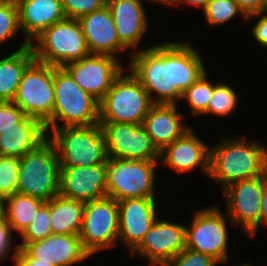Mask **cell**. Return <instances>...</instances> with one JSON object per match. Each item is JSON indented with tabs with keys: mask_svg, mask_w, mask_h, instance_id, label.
<instances>
[{
	"mask_svg": "<svg viewBox=\"0 0 267 266\" xmlns=\"http://www.w3.org/2000/svg\"><path fill=\"white\" fill-rule=\"evenodd\" d=\"M238 103V96L234 89L218 81L213 87L207 111L203 115L214 114L227 116L233 112Z\"/></svg>",
	"mask_w": 267,
	"mask_h": 266,
	"instance_id": "cell-30",
	"label": "cell"
},
{
	"mask_svg": "<svg viewBox=\"0 0 267 266\" xmlns=\"http://www.w3.org/2000/svg\"><path fill=\"white\" fill-rule=\"evenodd\" d=\"M4 215V202L0 199V218Z\"/></svg>",
	"mask_w": 267,
	"mask_h": 266,
	"instance_id": "cell-45",
	"label": "cell"
},
{
	"mask_svg": "<svg viewBox=\"0 0 267 266\" xmlns=\"http://www.w3.org/2000/svg\"><path fill=\"white\" fill-rule=\"evenodd\" d=\"M79 237L90 255L115 247L119 237L118 202L107 196L86 202Z\"/></svg>",
	"mask_w": 267,
	"mask_h": 266,
	"instance_id": "cell-10",
	"label": "cell"
},
{
	"mask_svg": "<svg viewBox=\"0 0 267 266\" xmlns=\"http://www.w3.org/2000/svg\"><path fill=\"white\" fill-rule=\"evenodd\" d=\"M4 216L14 232L22 235L28 228L38 209L45 203L42 199L14 193L3 200Z\"/></svg>",
	"mask_w": 267,
	"mask_h": 266,
	"instance_id": "cell-27",
	"label": "cell"
},
{
	"mask_svg": "<svg viewBox=\"0 0 267 266\" xmlns=\"http://www.w3.org/2000/svg\"><path fill=\"white\" fill-rule=\"evenodd\" d=\"M152 1V2H157V3H165L166 5H173L175 0H149V2Z\"/></svg>",
	"mask_w": 267,
	"mask_h": 266,
	"instance_id": "cell-44",
	"label": "cell"
},
{
	"mask_svg": "<svg viewBox=\"0 0 267 266\" xmlns=\"http://www.w3.org/2000/svg\"><path fill=\"white\" fill-rule=\"evenodd\" d=\"M239 266H251V265L248 263V264H242V265H239Z\"/></svg>",
	"mask_w": 267,
	"mask_h": 266,
	"instance_id": "cell-46",
	"label": "cell"
},
{
	"mask_svg": "<svg viewBox=\"0 0 267 266\" xmlns=\"http://www.w3.org/2000/svg\"><path fill=\"white\" fill-rule=\"evenodd\" d=\"M194 216L192 224L186 226V248L209 255L220 264L227 262L228 215L213 206L197 210Z\"/></svg>",
	"mask_w": 267,
	"mask_h": 266,
	"instance_id": "cell-11",
	"label": "cell"
},
{
	"mask_svg": "<svg viewBox=\"0 0 267 266\" xmlns=\"http://www.w3.org/2000/svg\"><path fill=\"white\" fill-rule=\"evenodd\" d=\"M47 137L45 125L36 118L26 116L0 134V156L21 158Z\"/></svg>",
	"mask_w": 267,
	"mask_h": 266,
	"instance_id": "cell-24",
	"label": "cell"
},
{
	"mask_svg": "<svg viewBox=\"0 0 267 266\" xmlns=\"http://www.w3.org/2000/svg\"><path fill=\"white\" fill-rule=\"evenodd\" d=\"M52 128L99 124V101L84 91L63 67L53 66ZM59 120L62 125L59 126Z\"/></svg>",
	"mask_w": 267,
	"mask_h": 266,
	"instance_id": "cell-5",
	"label": "cell"
},
{
	"mask_svg": "<svg viewBox=\"0 0 267 266\" xmlns=\"http://www.w3.org/2000/svg\"><path fill=\"white\" fill-rule=\"evenodd\" d=\"M19 27L31 44L45 30L66 18L61 0H15Z\"/></svg>",
	"mask_w": 267,
	"mask_h": 266,
	"instance_id": "cell-22",
	"label": "cell"
},
{
	"mask_svg": "<svg viewBox=\"0 0 267 266\" xmlns=\"http://www.w3.org/2000/svg\"><path fill=\"white\" fill-rule=\"evenodd\" d=\"M267 174L237 181L223 189L227 215L232 225H241L248 234L259 224L261 197Z\"/></svg>",
	"mask_w": 267,
	"mask_h": 266,
	"instance_id": "cell-13",
	"label": "cell"
},
{
	"mask_svg": "<svg viewBox=\"0 0 267 266\" xmlns=\"http://www.w3.org/2000/svg\"><path fill=\"white\" fill-rule=\"evenodd\" d=\"M20 158L0 156V199L16 193Z\"/></svg>",
	"mask_w": 267,
	"mask_h": 266,
	"instance_id": "cell-32",
	"label": "cell"
},
{
	"mask_svg": "<svg viewBox=\"0 0 267 266\" xmlns=\"http://www.w3.org/2000/svg\"><path fill=\"white\" fill-rule=\"evenodd\" d=\"M84 202L60 194L50 199L52 234L79 235L82 226Z\"/></svg>",
	"mask_w": 267,
	"mask_h": 266,
	"instance_id": "cell-26",
	"label": "cell"
},
{
	"mask_svg": "<svg viewBox=\"0 0 267 266\" xmlns=\"http://www.w3.org/2000/svg\"><path fill=\"white\" fill-rule=\"evenodd\" d=\"M19 30L18 7L16 1H0V44L13 38Z\"/></svg>",
	"mask_w": 267,
	"mask_h": 266,
	"instance_id": "cell-33",
	"label": "cell"
},
{
	"mask_svg": "<svg viewBox=\"0 0 267 266\" xmlns=\"http://www.w3.org/2000/svg\"><path fill=\"white\" fill-rule=\"evenodd\" d=\"M159 161L109 158L107 161V197L116 201L154 198L155 168Z\"/></svg>",
	"mask_w": 267,
	"mask_h": 266,
	"instance_id": "cell-9",
	"label": "cell"
},
{
	"mask_svg": "<svg viewBox=\"0 0 267 266\" xmlns=\"http://www.w3.org/2000/svg\"><path fill=\"white\" fill-rule=\"evenodd\" d=\"M54 97L53 66L34 59L24 70L12 102L47 130L52 128Z\"/></svg>",
	"mask_w": 267,
	"mask_h": 266,
	"instance_id": "cell-8",
	"label": "cell"
},
{
	"mask_svg": "<svg viewBox=\"0 0 267 266\" xmlns=\"http://www.w3.org/2000/svg\"><path fill=\"white\" fill-rule=\"evenodd\" d=\"M26 114L12 101H0V134L21 122Z\"/></svg>",
	"mask_w": 267,
	"mask_h": 266,
	"instance_id": "cell-36",
	"label": "cell"
},
{
	"mask_svg": "<svg viewBox=\"0 0 267 266\" xmlns=\"http://www.w3.org/2000/svg\"><path fill=\"white\" fill-rule=\"evenodd\" d=\"M129 60V71L144 86L153 104H176L207 71L198 50L188 42L167 41L138 49Z\"/></svg>",
	"mask_w": 267,
	"mask_h": 266,
	"instance_id": "cell-1",
	"label": "cell"
},
{
	"mask_svg": "<svg viewBox=\"0 0 267 266\" xmlns=\"http://www.w3.org/2000/svg\"><path fill=\"white\" fill-rule=\"evenodd\" d=\"M117 57L89 54L63 68L73 80L99 102L110 90L114 79L125 69Z\"/></svg>",
	"mask_w": 267,
	"mask_h": 266,
	"instance_id": "cell-14",
	"label": "cell"
},
{
	"mask_svg": "<svg viewBox=\"0 0 267 266\" xmlns=\"http://www.w3.org/2000/svg\"><path fill=\"white\" fill-rule=\"evenodd\" d=\"M16 192L49 201L59 195L60 167L53 142L47 137L20 158Z\"/></svg>",
	"mask_w": 267,
	"mask_h": 266,
	"instance_id": "cell-4",
	"label": "cell"
},
{
	"mask_svg": "<svg viewBox=\"0 0 267 266\" xmlns=\"http://www.w3.org/2000/svg\"><path fill=\"white\" fill-rule=\"evenodd\" d=\"M253 17L260 18L256 21V24L252 28V34L258 44L267 48V12L249 15L247 21Z\"/></svg>",
	"mask_w": 267,
	"mask_h": 266,
	"instance_id": "cell-37",
	"label": "cell"
},
{
	"mask_svg": "<svg viewBox=\"0 0 267 266\" xmlns=\"http://www.w3.org/2000/svg\"><path fill=\"white\" fill-rule=\"evenodd\" d=\"M209 1L210 0H175L173 5L175 6V5H178L179 3H182L184 5L189 4V6L191 5V6L200 7L204 10Z\"/></svg>",
	"mask_w": 267,
	"mask_h": 266,
	"instance_id": "cell-41",
	"label": "cell"
},
{
	"mask_svg": "<svg viewBox=\"0 0 267 266\" xmlns=\"http://www.w3.org/2000/svg\"><path fill=\"white\" fill-rule=\"evenodd\" d=\"M186 248V226L165 220H156L132 256H146L150 266H166Z\"/></svg>",
	"mask_w": 267,
	"mask_h": 266,
	"instance_id": "cell-15",
	"label": "cell"
},
{
	"mask_svg": "<svg viewBox=\"0 0 267 266\" xmlns=\"http://www.w3.org/2000/svg\"><path fill=\"white\" fill-rule=\"evenodd\" d=\"M46 131L55 146L59 166L91 167L109 159L99 124L49 128Z\"/></svg>",
	"mask_w": 267,
	"mask_h": 266,
	"instance_id": "cell-3",
	"label": "cell"
},
{
	"mask_svg": "<svg viewBox=\"0 0 267 266\" xmlns=\"http://www.w3.org/2000/svg\"><path fill=\"white\" fill-rule=\"evenodd\" d=\"M243 12L249 16L267 12V0H235Z\"/></svg>",
	"mask_w": 267,
	"mask_h": 266,
	"instance_id": "cell-39",
	"label": "cell"
},
{
	"mask_svg": "<svg viewBox=\"0 0 267 266\" xmlns=\"http://www.w3.org/2000/svg\"><path fill=\"white\" fill-rule=\"evenodd\" d=\"M220 264L213 257L184 248L166 266H216Z\"/></svg>",
	"mask_w": 267,
	"mask_h": 266,
	"instance_id": "cell-35",
	"label": "cell"
},
{
	"mask_svg": "<svg viewBox=\"0 0 267 266\" xmlns=\"http://www.w3.org/2000/svg\"><path fill=\"white\" fill-rule=\"evenodd\" d=\"M27 266H55L49 262L39 261V259H21Z\"/></svg>",
	"mask_w": 267,
	"mask_h": 266,
	"instance_id": "cell-42",
	"label": "cell"
},
{
	"mask_svg": "<svg viewBox=\"0 0 267 266\" xmlns=\"http://www.w3.org/2000/svg\"><path fill=\"white\" fill-rule=\"evenodd\" d=\"M66 18L79 20L106 5V0H61Z\"/></svg>",
	"mask_w": 267,
	"mask_h": 266,
	"instance_id": "cell-34",
	"label": "cell"
},
{
	"mask_svg": "<svg viewBox=\"0 0 267 266\" xmlns=\"http://www.w3.org/2000/svg\"><path fill=\"white\" fill-rule=\"evenodd\" d=\"M35 59L31 45L24 40L18 50L0 59V101H12L26 67Z\"/></svg>",
	"mask_w": 267,
	"mask_h": 266,
	"instance_id": "cell-25",
	"label": "cell"
},
{
	"mask_svg": "<svg viewBox=\"0 0 267 266\" xmlns=\"http://www.w3.org/2000/svg\"><path fill=\"white\" fill-rule=\"evenodd\" d=\"M118 202L119 237L132 252L157 220L155 198H132Z\"/></svg>",
	"mask_w": 267,
	"mask_h": 266,
	"instance_id": "cell-18",
	"label": "cell"
},
{
	"mask_svg": "<svg viewBox=\"0 0 267 266\" xmlns=\"http://www.w3.org/2000/svg\"><path fill=\"white\" fill-rule=\"evenodd\" d=\"M15 248V252L13 253V256H12V259L13 261L15 262L14 266H27L18 256V250H19V247H18V244H16V246L14 247Z\"/></svg>",
	"mask_w": 267,
	"mask_h": 266,
	"instance_id": "cell-43",
	"label": "cell"
},
{
	"mask_svg": "<svg viewBox=\"0 0 267 266\" xmlns=\"http://www.w3.org/2000/svg\"><path fill=\"white\" fill-rule=\"evenodd\" d=\"M260 225L267 227V183L264 186L262 197H261V213L259 224L249 233L252 237L258 231Z\"/></svg>",
	"mask_w": 267,
	"mask_h": 266,
	"instance_id": "cell-40",
	"label": "cell"
},
{
	"mask_svg": "<svg viewBox=\"0 0 267 266\" xmlns=\"http://www.w3.org/2000/svg\"><path fill=\"white\" fill-rule=\"evenodd\" d=\"M203 12L207 24L212 27L229 22L237 14L246 22L248 18L235 0H210Z\"/></svg>",
	"mask_w": 267,
	"mask_h": 266,
	"instance_id": "cell-29",
	"label": "cell"
},
{
	"mask_svg": "<svg viewBox=\"0 0 267 266\" xmlns=\"http://www.w3.org/2000/svg\"><path fill=\"white\" fill-rule=\"evenodd\" d=\"M207 71L203 73L188 89H186L181 100H187L191 112L197 115H203L207 111L210 98L213 92L214 84L207 79Z\"/></svg>",
	"mask_w": 267,
	"mask_h": 266,
	"instance_id": "cell-28",
	"label": "cell"
},
{
	"mask_svg": "<svg viewBox=\"0 0 267 266\" xmlns=\"http://www.w3.org/2000/svg\"><path fill=\"white\" fill-rule=\"evenodd\" d=\"M185 116L176 104H153L143 120V127L152 142L161 151L192 127L186 126Z\"/></svg>",
	"mask_w": 267,
	"mask_h": 266,
	"instance_id": "cell-23",
	"label": "cell"
},
{
	"mask_svg": "<svg viewBox=\"0 0 267 266\" xmlns=\"http://www.w3.org/2000/svg\"><path fill=\"white\" fill-rule=\"evenodd\" d=\"M85 36L90 54H105L113 57L127 48L119 41L114 19L109 8L93 11L78 20Z\"/></svg>",
	"mask_w": 267,
	"mask_h": 266,
	"instance_id": "cell-20",
	"label": "cell"
},
{
	"mask_svg": "<svg viewBox=\"0 0 267 266\" xmlns=\"http://www.w3.org/2000/svg\"><path fill=\"white\" fill-rule=\"evenodd\" d=\"M13 231L9 226L6 217L3 215L0 218V262L1 259L7 257L13 242ZM6 255V256H5Z\"/></svg>",
	"mask_w": 267,
	"mask_h": 266,
	"instance_id": "cell-38",
	"label": "cell"
},
{
	"mask_svg": "<svg viewBox=\"0 0 267 266\" xmlns=\"http://www.w3.org/2000/svg\"><path fill=\"white\" fill-rule=\"evenodd\" d=\"M59 167L61 196L84 203L107 196V162L91 167Z\"/></svg>",
	"mask_w": 267,
	"mask_h": 266,
	"instance_id": "cell-17",
	"label": "cell"
},
{
	"mask_svg": "<svg viewBox=\"0 0 267 266\" xmlns=\"http://www.w3.org/2000/svg\"><path fill=\"white\" fill-rule=\"evenodd\" d=\"M142 4L141 0H106L119 41L127 49L135 51L140 47L139 43L148 31L146 11Z\"/></svg>",
	"mask_w": 267,
	"mask_h": 266,
	"instance_id": "cell-21",
	"label": "cell"
},
{
	"mask_svg": "<svg viewBox=\"0 0 267 266\" xmlns=\"http://www.w3.org/2000/svg\"><path fill=\"white\" fill-rule=\"evenodd\" d=\"M50 200L45 202L36 212L32 222L21 235L22 242L18 244L19 248H22L26 243L44 239L48 235L52 234L51 222H50Z\"/></svg>",
	"mask_w": 267,
	"mask_h": 266,
	"instance_id": "cell-31",
	"label": "cell"
},
{
	"mask_svg": "<svg viewBox=\"0 0 267 266\" xmlns=\"http://www.w3.org/2000/svg\"><path fill=\"white\" fill-rule=\"evenodd\" d=\"M109 158L159 161L160 151L143 125L99 122Z\"/></svg>",
	"mask_w": 267,
	"mask_h": 266,
	"instance_id": "cell-12",
	"label": "cell"
},
{
	"mask_svg": "<svg viewBox=\"0 0 267 266\" xmlns=\"http://www.w3.org/2000/svg\"><path fill=\"white\" fill-rule=\"evenodd\" d=\"M152 105L144 86L123 69L99 102V122L141 125Z\"/></svg>",
	"mask_w": 267,
	"mask_h": 266,
	"instance_id": "cell-6",
	"label": "cell"
},
{
	"mask_svg": "<svg viewBox=\"0 0 267 266\" xmlns=\"http://www.w3.org/2000/svg\"><path fill=\"white\" fill-rule=\"evenodd\" d=\"M30 45L35 60L54 67H64L90 54L80 22L71 18L56 22Z\"/></svg>",
	"mask_w": 267,
	"mask_h": 266,
	"instance_id": "cell-7",
	"label": "cell"
},
{
	"mask_svg": "<svg viewBox=\"0 0 267 266\" xmlns=\"http://www.w3.org/2000/svg\"><path fill=\"white\" fill-rule=\"evenodd\" d=\"M17 256L20 259H39L55 266H72L91 255L84 249L79 235L51 234L26 243L19 248Z\"/></svg>",
	"mask_w": 267,
	"mask_h": 266,
	"instance_id": "cell-16",
	"label": "cell"
},
{
	"mask_svg": "<svg viewBox=\"0 0 267 266\" xmlns=\"http://www.w3.org/2000/svg\"><path fill=\"white\" fill-rule=\"evenodd\" d=\"M160 163L168 165L175 173H186L200 167L209 175L210 147L190 128L160 151Z\"/></svg>",
	"mask_w": 267,
	"mask_h": 266,
	"instance_id": "cell-19",
	"label": "cell"
},
{
	"mask_svg": "<svg viewBox=\"0 0 267 266\" xmlns=\"http://www.w3.org/2000/svg\"><path fill=\"white\" fill-rule=\"evenodd\" d=\"M238 138V139H236ZM221 138L218 145L210 148L209 177L222 185L267 174V149L260 141L251 142L240 137Z\"/></svg>",
	"mask_w": 267,
	"mask_h": 266,
	"instance_id": "cell-2",
	"label": "cell"
}]
</instances>
